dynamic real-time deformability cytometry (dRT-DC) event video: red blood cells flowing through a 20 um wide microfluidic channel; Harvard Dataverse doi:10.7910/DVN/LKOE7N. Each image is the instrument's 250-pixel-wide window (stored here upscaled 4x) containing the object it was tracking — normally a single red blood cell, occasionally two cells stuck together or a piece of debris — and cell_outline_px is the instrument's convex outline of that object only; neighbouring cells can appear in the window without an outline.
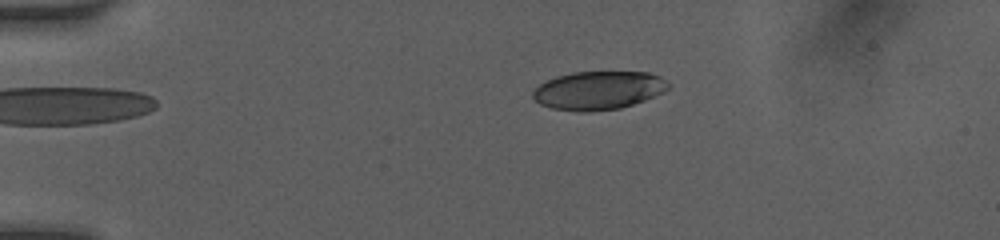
{"species": "human", "species_latin": "Homo sapiens", "temperature_condition": "room temperature", "stored_images_in_passage": 12, "camera_frame_rate_fps": 3000, "um_per_image_px": 0.085, "donor": {"sex": "female"}, "frame": {"image": 1, "passage_image": 1, "time_ms": 0.0, "image_size_px": [1000, 240], "cell_outline_px": [[672, 84], [664, 92], [644, 100], [620, 108], [592, 112], [576, 112], [552, 108], [540, 104], [532, 96], [532, 92], [544, 80], [556, 76], [572, 72], [648, 72], [660, 76]], "centroid_in_image_um": [50.86, 7.68], "position_along_channel_um": 34.1, "area_um2": 30.58}}